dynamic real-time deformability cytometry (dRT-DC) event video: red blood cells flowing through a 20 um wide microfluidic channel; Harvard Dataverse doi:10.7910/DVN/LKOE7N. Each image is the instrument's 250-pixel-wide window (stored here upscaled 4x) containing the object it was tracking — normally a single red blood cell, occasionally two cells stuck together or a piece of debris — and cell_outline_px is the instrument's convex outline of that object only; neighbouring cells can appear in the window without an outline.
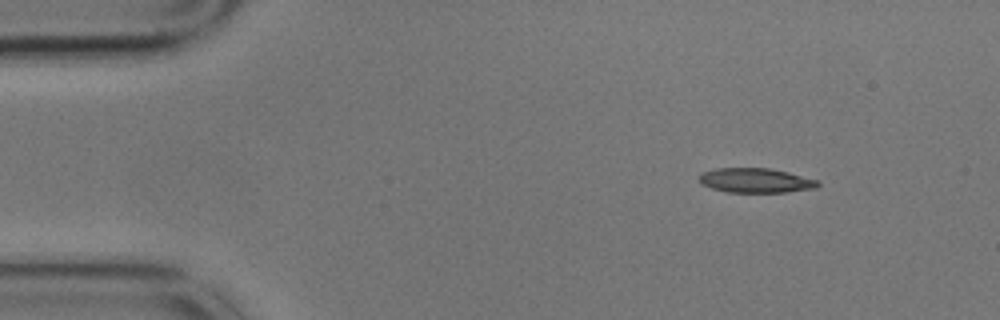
{"species": "common noctule bat (a hibernating species)", "species_latin": "Nyctalus noctula", "temperature_condition": "cold", "stored_images_in_passage": 4, "camera_frame_rate_fps": 3000, "um_per_image_px": 0.085, "animal": {"sex": "male", "body_mass_g": 17.9}, "frame": {"image": 1, "passage_image": 1, "time_ms": 0.0, "image_size_px": [1000, 320], "cell_outline_px": [[820, 184], [816, 188], [784, 192], [728, 192], [712, 188], [700, 184], [696, 176], [700, 172], [716, 168], [768, 168], [788, 172], [820, 180]], "centroid_in_image_um": [64.19, 15.33], "position_along_channel_um": 20.8, "area_um2": 17.22}}